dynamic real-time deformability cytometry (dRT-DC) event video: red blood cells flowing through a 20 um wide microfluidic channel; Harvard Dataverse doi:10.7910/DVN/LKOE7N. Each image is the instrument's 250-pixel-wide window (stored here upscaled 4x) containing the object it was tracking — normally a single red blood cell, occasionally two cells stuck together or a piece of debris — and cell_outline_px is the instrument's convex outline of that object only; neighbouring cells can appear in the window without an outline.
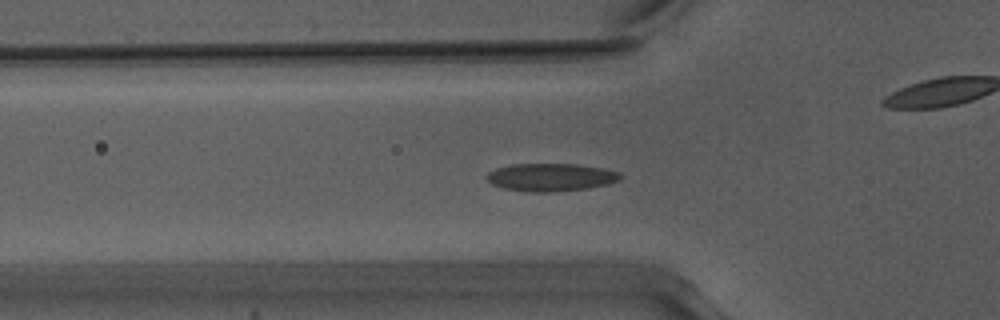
{"species": "Egyptian fruit bat (a non-hibernating species)", "species_latin": "Rousettus aegyptiacus", "temperature_condition": "warm", "stored_images_in_passage": 46, "camera_frame_rate_fps": 3000, "um_per_image_px": 0.085, "animal": {"sex": "male"}, "frame": {"image": 1, "passage_image": 11, "time_ms": 3.333, "image_size_px": [1000, 320], "cell_outline_px": [[624, 176], [620, 180], [608, 184], [588, 188], [556, 192], [528, 192], [504, 188], [492, 184], [484, 176], [488, 172], [496, 168], [512, 164], [576, 164], [600, 168], [620, 172]], "centroid_in_image_um": [46.82, 15.07], "position_along_channel_um": 79.0, "area_um2": 21.79}}
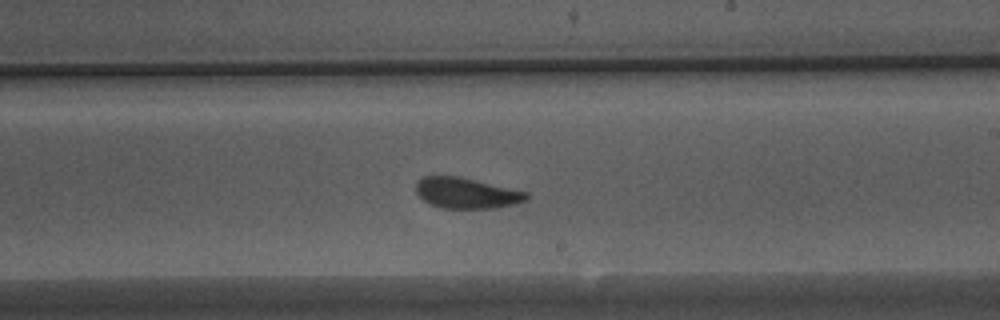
{"frame": {"image": 2, "passage_image": 24, "time_ms": 7.667, "image_size_px": [1000, 320], "cell_outline_px": [[528, 200], [512, 204], [492, 208], [444, 208], [428, 204], [416, 192], [416, 184], [424, 176], [456, 176], [528, 192]], "centroid_in_image_um": [39.63, 16.42], "position_along_channel_um": 249.4, "area_um2": 19.42}}
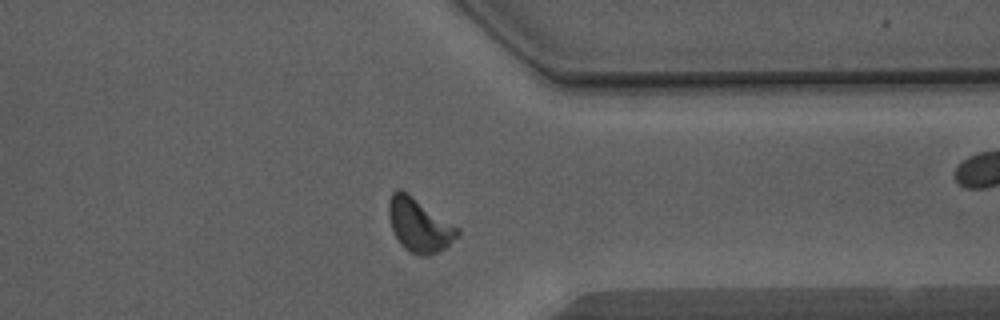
{"frame": {"image": 3, "passage_image": 34, "time_ms": 11.0, "image_size_px": [1000, 320], "cell_outline_px": [[460, 236], [444, 248], [428, 256], [420, 256], [404, 248], [400, 244], [392, 228], [388, 216], [388, 204], [392, 192], [400, 188], [408, 192], [460, 228]], "centroid_in_image_um": [35.65, 19.11], "position_along_channel_um": 375.8, "area_um2": 21.62}, "authors_computed_cell_mechanics": {"area_um2": 20.1433, "velocity_mm_per_s": 3.9348, "shape_relaxation_time_tau1_ms": 3.5933, "shape_relaxation_time_tau2_ms": 1.647, "deformation_change_tau1": 0.1125, "deformation_change_tau2": 0.0703}}